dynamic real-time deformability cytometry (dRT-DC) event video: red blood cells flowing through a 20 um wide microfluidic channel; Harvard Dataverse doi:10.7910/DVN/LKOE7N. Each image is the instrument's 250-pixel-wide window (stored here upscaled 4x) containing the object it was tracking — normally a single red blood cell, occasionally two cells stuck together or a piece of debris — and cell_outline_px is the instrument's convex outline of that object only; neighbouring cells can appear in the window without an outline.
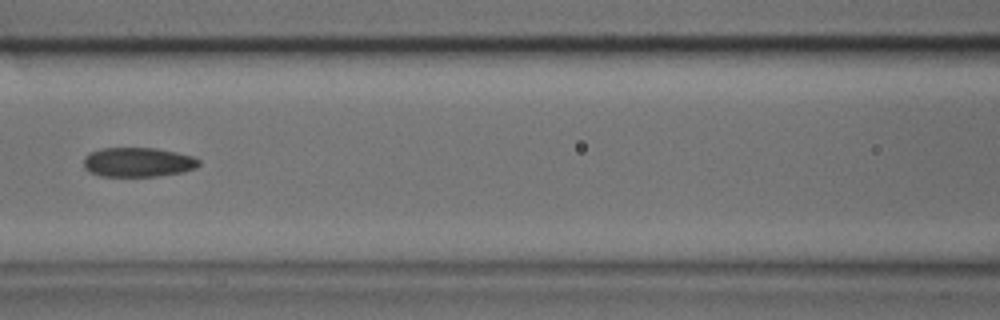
{"species": "common noctule bat (a hibernating species)", "species_latin": "Nyctalus noctula", "temperature_condition": "cold", "stored_images_in_passage": 28, "camera_frame_rate_fps": 3000, "um_per_image_px": 0.085, "animal": {"sex": "male", "body_mass_g": 17.9, "forearm_length_mm": 54.2}, "frame": {"image": 1, "passage_image": 9, "time_ms": 2.667, "image_size_px": [1000, 320], "cell_outline_px": [[200, 164], [196, 168], [180, 172], [156, 176], [100, 176], [88, 172], [84, 168], [84, 156], [88, 152], [100, 148], [156, 148], [176, 152], [192, 156], [200, 160]], "centroid_in_image_um": [11.68, 13.78], "position_along_channel_um": 154.9, "area_um2": 19.88}}